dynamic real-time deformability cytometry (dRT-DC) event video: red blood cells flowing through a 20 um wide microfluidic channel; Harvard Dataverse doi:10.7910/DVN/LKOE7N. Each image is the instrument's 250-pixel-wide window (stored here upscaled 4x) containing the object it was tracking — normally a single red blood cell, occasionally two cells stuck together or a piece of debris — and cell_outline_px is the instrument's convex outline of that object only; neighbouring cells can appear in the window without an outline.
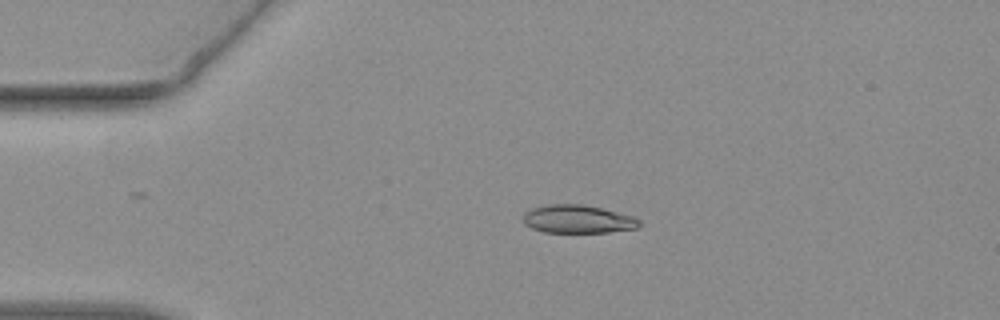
{"species": "common noctule bat (a hibernating species)", "species_latin": "Nyctalus noctula", "temperature_condition": "warm", "stored_images_in_passage": 45, "camera_frame_rate_fps": 3000, "um_per_image_px": 0.085, "animal": {"sex": "female", "body_mass_g": 19.3, "forearm_length_mm": 54.1}, "frame": {"image": 1, "passage_image": 3, "time_ms": 0.667, "image_size_px": [1000, 320], "cell_outline_px": [[640, 224], [636, 228], [608, 232], [544, 232], [532, 228], [524, 224], [524, 212], [532, 208], [548, 204], [584, 204], [632, 216], [640, 220]], "centroid_in_image_um": [49.08, 18.62], "position_along_channel_um": 35.9, "area_um2": 18.9}}
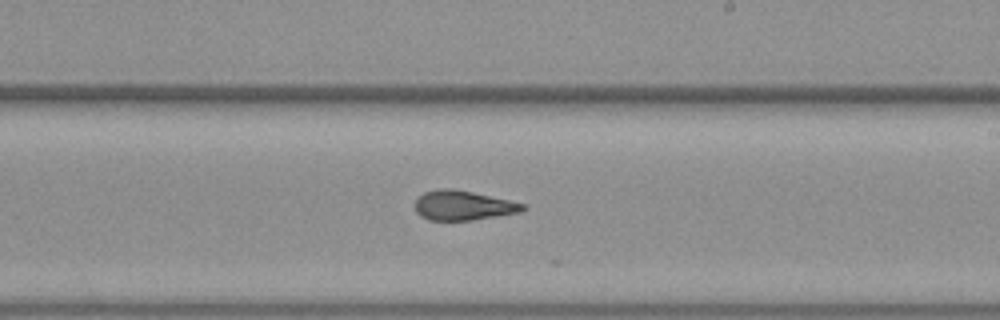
{"frame": {"image": 2, "passage_image": 23, "time_ms": 7.333, "image_size_px": [1000, 320], "cell_outline_px": [[524, 208], [516, 212], [496, 216], [472, 220], [428, 220], [420, 216], [416, 212], [416, 200], [424, 192], [444, 188], [448, 188], [472, 192], [508, 200], [524, 204]], "centroid_in_image_um": [39.3, 17.47], "position_along_channel_um": 249.7, "area_um2": 18.09}}
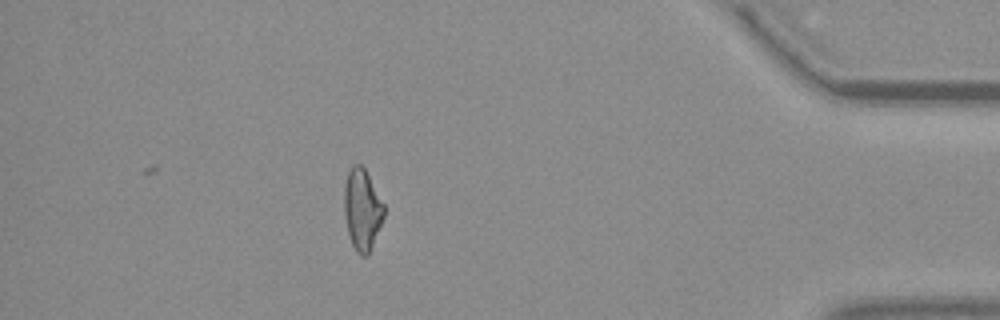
{"frame": {"image": 3, "passage_image": 39, "time_ms": 12.667, "image_size_px": [1000, 320], "cell_outline_px": [[384, 216], [368, 256], [360, 256], [356, 252], [352, 244], [348, 232], [344, 216], [344, 184], [348, 172], [352, 164], [360, 164], [364, 168], [384, 204]], "centroid_in_image_um": [30.77, 17.82], "position_along_channel_um": 404.4, "area_um2": 18.79}, "authors_computed_cell_mechanics": {"area_um2": 19.074, "velocity_mm_per_s": 3.7896, "shape_relaxation_time_tau1_ms": null, "shape_relaxation_time_tau2_ms": 2.2424, "deformation_change_tau1": null, "deformation_change_tau2": 0.0905}}